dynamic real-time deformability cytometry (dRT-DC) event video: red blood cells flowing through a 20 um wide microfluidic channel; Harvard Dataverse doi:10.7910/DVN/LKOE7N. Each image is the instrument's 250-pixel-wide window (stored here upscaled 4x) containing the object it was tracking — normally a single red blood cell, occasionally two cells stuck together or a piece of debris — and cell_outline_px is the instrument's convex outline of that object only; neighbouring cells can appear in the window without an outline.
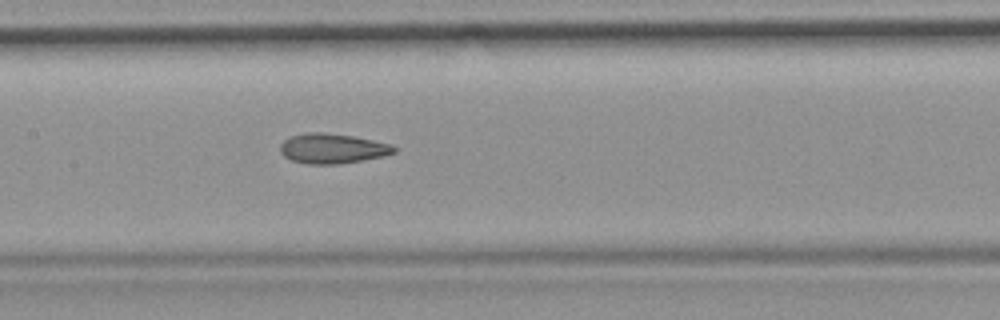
{"species": "common noctule bat (a hibernating species)", "species_latin": "Nyctalus noctula", "temperature_condition": "room temperature", "stored_images_in_passage": 44, "camera_frame_rate_fps": 3000, "um_per_image_px": 0.085, "animal": {"sex": "female", "body_mass_g": 19.9}, "frame": {"image": 1, "passage_image": 19, "time_ms": 6.0, "image_size_px": [1000, 320], "cell_outline_px": [[396, 152], [384, 156], [364, 160], [340, 164], [308, 164], [292, 160], [284, 156], [280, 152], [280, 144], [288, 136], [308, 132], [324, 132], [352, 136], [392, 144], [396, 148]], "centroid_in_image_um": [28.25, 12.62], "position_along_channel_um": 179.2, "area_um2": 20.0}}